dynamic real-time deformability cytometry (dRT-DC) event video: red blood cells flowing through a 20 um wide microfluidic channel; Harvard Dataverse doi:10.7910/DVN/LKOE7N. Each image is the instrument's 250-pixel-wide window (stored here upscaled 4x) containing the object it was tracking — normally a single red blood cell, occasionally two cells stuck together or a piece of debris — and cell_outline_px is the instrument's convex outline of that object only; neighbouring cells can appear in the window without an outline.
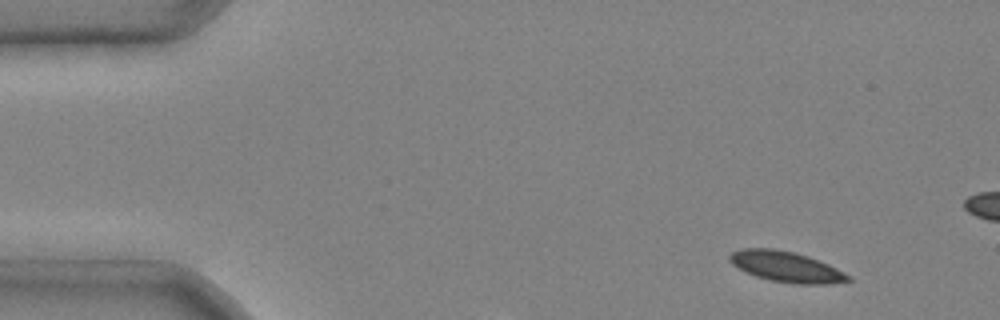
{"species": "common noctule bat (a hibernating species)", "species_latin": "Nyctalus noctula", "temperature_condition": "cold", "stored_images_in_passage": 3, "camera_frame_rate_fps": 3000, "um_per_image_px": 0.085, "animal": {"sex": "male", "body_mass_g": 20.4}, "frame": {"image": 1, "passage_image": 1, "time_ms": 0.0, "image_size_px": [1000, 320], "cell_outline_px": [[852, 280], [828, 284], [792, 284], [772, 280], [756, 276], [732, 264], [728, 260], [728, 256], [732, 252], [740, 248], [772, 248], [792, 252], [808, 256], [828, 264], [852, 276]], "centroid_in_image_um": [66.84, 22.67], "position_along_channel_um": 18.2, "area_um2": 21.04}}